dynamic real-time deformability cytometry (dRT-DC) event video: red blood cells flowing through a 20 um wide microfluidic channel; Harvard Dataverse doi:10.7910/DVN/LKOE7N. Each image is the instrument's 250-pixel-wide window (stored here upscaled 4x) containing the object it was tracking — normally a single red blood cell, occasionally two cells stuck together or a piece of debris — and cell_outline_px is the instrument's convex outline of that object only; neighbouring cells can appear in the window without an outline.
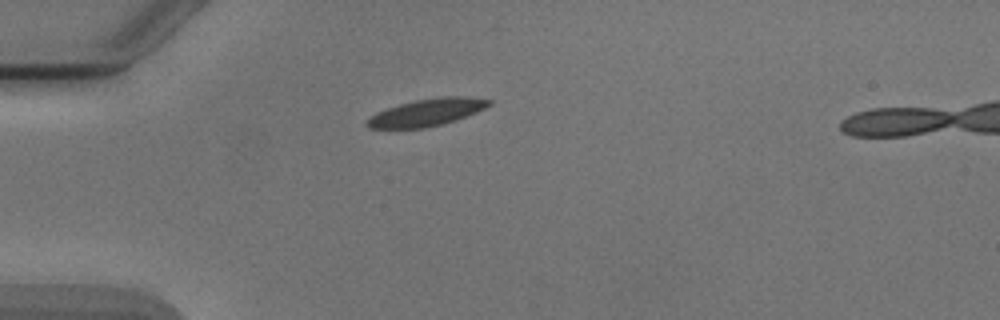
{"species": "Egyptian fruit bat (a non-hibernating species)", "species_latin": "Rousettus aegyptiacus", "temperature_condition": "cold", "stored_images_in_passage": 4, "camera_frame_rate_fps": 3000, "um_per_image_px": 0.085, "animal": {"sex": "male"}, "frame": {"image": 1, "passage_image": 1, "time_ms": 0.0, "image_size_px": [1000, 320], "cell_outline_px": [[492, 104], [476, 112], [440, 124], [424, 128], [368, 128], [364, 124], [376, 112], [400, 104], [416, 100], [440, 96], [464, 96], [492, 100]], "centroid_in_image_um": [36.27, 9.54], "position_along_channel_um": 48.7, "area_um2": 18.96}}
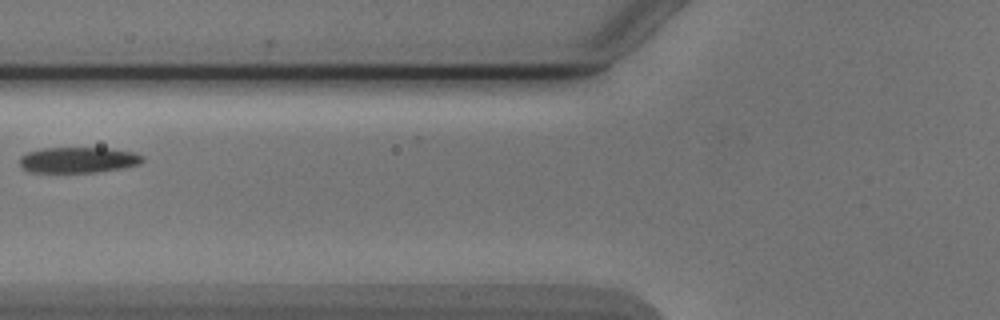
{"frame": {"image": 2, "passage_image": 3, "time_ms": 2.333, "image_size_px": [1000, 320], "cell_outline_px": [[144, 160], [136, 164], [120, 168], [96, 172], [28, 172], [20, 164], [20, 156], [28, 152], [44, 148], [108, 148], [132, 152], [144, 156]], "centroid_in_image_um": [6.62, 13.59], "position_along_channel_um": 119.2, "area_um2": 18.21}}
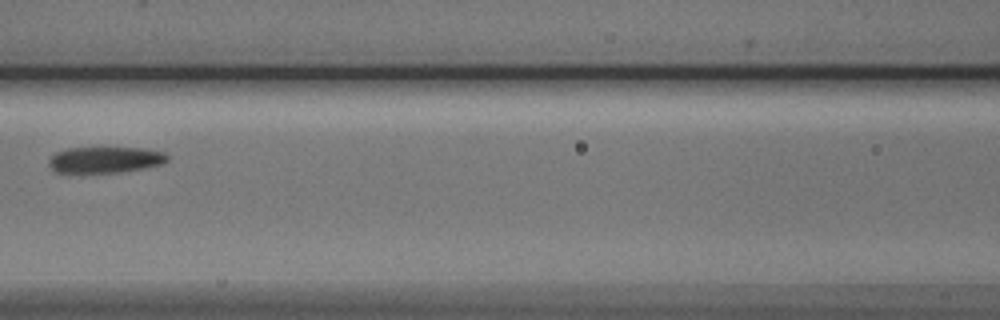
{"frame": {"image": 3, "passage_image": 4, "time_ms": 3.333, "image_size_px": [1000, 320], "cell_outline_px": [[168, 160], [164, 164], [120, 172], [56, 172], [48, 164], [48, 160], [56, 152], [68, 148], [144, 148], [164, 152], [168, 156]], "centroid_in_image_um": [8.96, 13.57], "position_along_channel_um": 157.6, "area_um2": 17.92}}